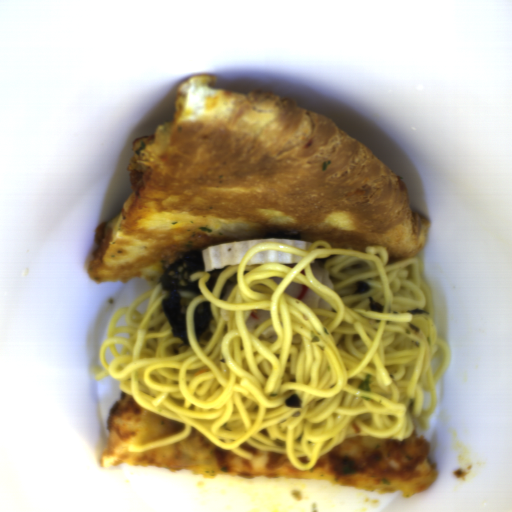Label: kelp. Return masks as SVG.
<instances>
[{"mask_svg":"<svg viewBox=\"0 0 512 512\" xmlns=\"http://www.w3.org/2000/svg\"><path fill=\"white\" fill-rule=\"evenodd\" d=\"M230 266V265H229ZM229 266H224L223 268H216L212 271H208L209 274H210V277L206 283V288L209 290V291H213L216 284H217V281L219 279V276L222 272H224L225 270L228 269Z\"/></svg>","mask_w":512,"mask_h":512,"instance_id":"861f05c9","label":"kelp"},{"mask_svg":"<svg viewBox=\"0 0 512 512\" xmlns=\"http://www.w3.org/2000/svg\"><path fill=\"white\" fill-rule=\"evenodd\" d=\"M211 301L201 302L194 311L193 323L195 334L200 343L206 337L212 323L213 314L210 307Z\"/></svg>","mask_w":512,"mask_h":512,"instance_id":"cf089659","label":"kelp"},{"mask_svg":"<svg viewBox=\"0 0 512 512\" xmlns=\"http://www.w3.org/2000/svg\"><path fill=\"white\" fill-rule=\"evenodd\" d=\"M236 274L237 272L232 274L226 281L220 296L221 300L224 301L225 299H227L230 296L231 292L234 290V288L237 286L238 281L236 278Z\"/></svg>","mask_w":512,"mask_h":512,"instance_id":"604fcf36","label":"kelp"},{"mask_svg":"<svg viewBox=\"0 0 512 512\" xmlns=\"http://www.w3.org/2000/svg\"><path fill=\"white\" fill-rule=\"evenodd\" d=\"M372 381H373L372 374H367L364 381L358 386V390H362V391L370 393L371 387H372Z\"/></svg>","mask_w":512,"mask_h":512,"instance_id":"59a32d9e","label":"kelp"},{"mask_svg":"<svg viewBox=\"0 0 512 512\" xmlns=\"http://www.w3.org/2000/svg\"><path fill=\"white\" fill-rule=\"evenodd\" d=\"M263 239H292L302 241L300 232L285 233L284 231L279 233L266 234Z\"/></svg>","mask_w":512,"mask_h":512,"instance_id":"d102d525","label":"kelp"},{"mask_svg":"<svg viewBox=\"0 0 512 512\" xmlns=\"http://www.w3.org/2000/svg\"><path fill=\"white\" fill-rule=\"evenodd\" d=\"M285 404H286V406L288 408H291V409H300V408H302V401L299 398V396L295 395V394L289 396L286 399Z\"/></svg>","mask_w":512,"mask_h":512,"instance_id":"69b00fe1","label":"kelp"},{"mask_svg":"<svg viewBox=\"0 0 512 512\" xmlns=\"http://www.w3.org/2000/svg\"><path fill=\"white\" fill-rule=\"evenodd\" d=\"M370 290H371V285L369 283H367L366 281L361 280V281L356 282L354 294L362 295V294H366Z\"/></svg>","mask_w":512,"mask_h":512,"instance_id":"6d42b08b","label":"kelp"},{"mask_svg":"<svg viewBox=\"0 0 512 512\" xmlns=\"http://www.w3.org/2000/svg\"><path fill=\"white\" fill-rule=\"evenodd\" d=\"M368 308L371 312L383 313V305L376 302L371 296L368 297Z\"/></svg>","mask_w":512,"mask_h":512,"instance_id":"21ea7ff6","label":"kelp"},{"mask_svg":"<svg viewBox=\"0 0 512 512\" xmlns=\"http://www.w3.org/2000/svg\"><path fill=\"white\" fill-rule=\"evenodd\" d=\"M406 313H409L411 314L412 316H415V315H422V314H426L427 316L430 315L429 312H427L426 310L424 309H414V310H407Z\"/></svg>","mask_w":512,"mask_h":512,"instance_id":"133cd13f","label":"kelp"},{"mask_svg":"<svg viewBox=\"0 0 512 512\" xmlns=\"http://www.w3.org/2000/svg\"><path fill=\"white\" fill-rule=\"evenodd\" d=\"M203 250H185L159 276V283L165 295L161 300L162 309L170 325L173 337L181 339L182 347H191L187 337L186 314L181 311V291H188L195 298L202 292L198 280H189L193 273L206 271Z\"/></svg>","mask_w":512,"mask_h":512,"instance_id":"99668d17","label":"kelp"}]
</instances>
